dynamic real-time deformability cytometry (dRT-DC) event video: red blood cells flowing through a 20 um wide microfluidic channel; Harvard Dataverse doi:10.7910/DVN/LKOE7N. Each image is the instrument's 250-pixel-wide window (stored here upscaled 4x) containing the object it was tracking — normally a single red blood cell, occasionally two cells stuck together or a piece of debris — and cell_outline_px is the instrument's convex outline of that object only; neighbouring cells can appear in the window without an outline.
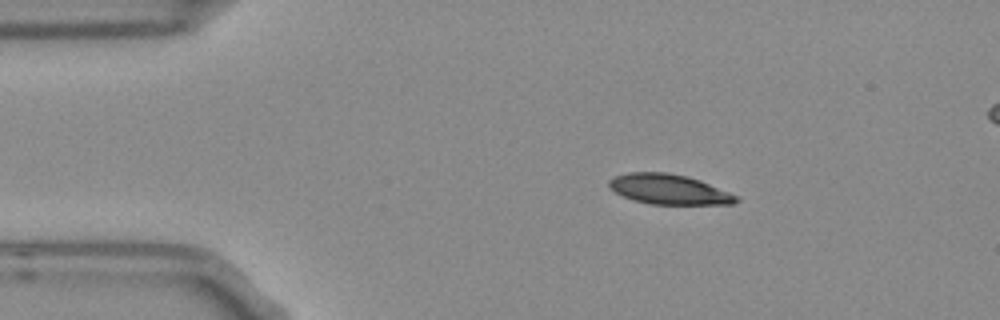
{"species": "Egyptian fruit bat (a non-hibernating species)", "species_latin": "Rousettus aegyptiacus", "temperature_condition": "room temperature", "stored_images_in_passage": 4, "camera_frame_rate_fps": 3000, "um_per_image_px": 0.085, "frame": {"image": 1, "passage_image": 1, "time_ms": 0.0, "image_size_px": [1000, 320], "cell_outline_px": [[740, 200], [732, 204], [652, 204], [632, 200], [608, 188], [608, 180], [616, 176], [628, 172], [668, 172], [688, 176], [700, 180], [740, 196]], "centroid_in_image_um": [56.88, 16.09], "position_along_channel_um": 28.1, "area_um2": 22.43}}
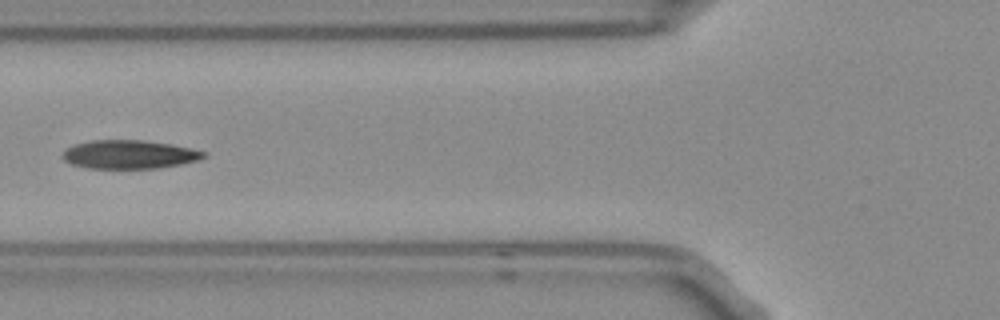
{"frame": {"image": 2, "passage_image": 4, "time_ms": 1.0, "image_size_px": [1000, 320], "cell_outline_px": [[208, 156], [196, 160], [180, 164], [160, 168], [88, 168], [72, 164], [64, 160], [60, 156], [64, 148], [72, 144], [92, 140], [144, 140], [172, 144], [192, 148], [208, 152]], "centroid_in_image_um": [10.97, 13.11], "position_along_channel_um": 114.8, "area_um2": 23.81}}